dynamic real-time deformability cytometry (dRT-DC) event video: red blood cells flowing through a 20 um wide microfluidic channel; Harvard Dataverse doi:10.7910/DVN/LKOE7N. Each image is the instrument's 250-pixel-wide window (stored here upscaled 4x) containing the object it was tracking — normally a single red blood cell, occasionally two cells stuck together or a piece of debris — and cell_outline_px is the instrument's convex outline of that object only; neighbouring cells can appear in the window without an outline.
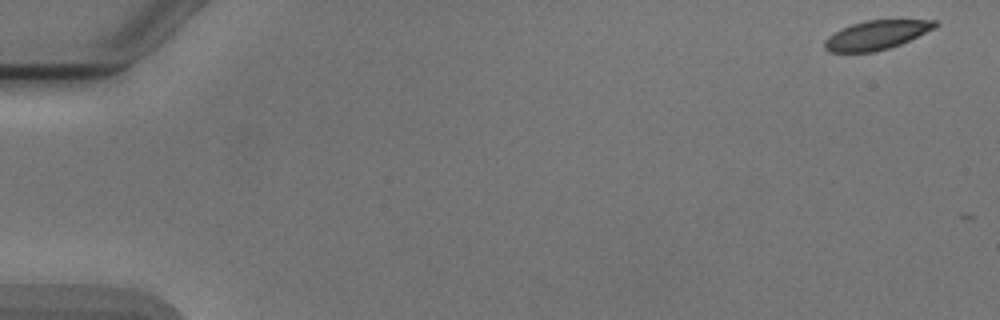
{"species": "Egyptian fruit bat (a non-hibernating species)", "species_latin": "Rousettus aegyptiacus", "temperature_condition": "cold", "stored_images_in_passage": 5, "camera_frame_rate_fps": 3000, "um_per_image_px": 0.085, "animal": {"sex": "male"}, "frame": {"image": 1, "passage_image": 1, "time_ms": 0.0, "image_size_px": [1000, 320], "cell_outline_px": [[940, 24], [936, 28], [900, 44], [876, 52], [828, 52], [824, 48], [824, 40], [828, 36], [852, 24], [864, 20], [936, 20]], "centroid_in_image_um": [74.51, 2.98], "position_along_channel_um": 10.5, "area_um2": 18.67}}
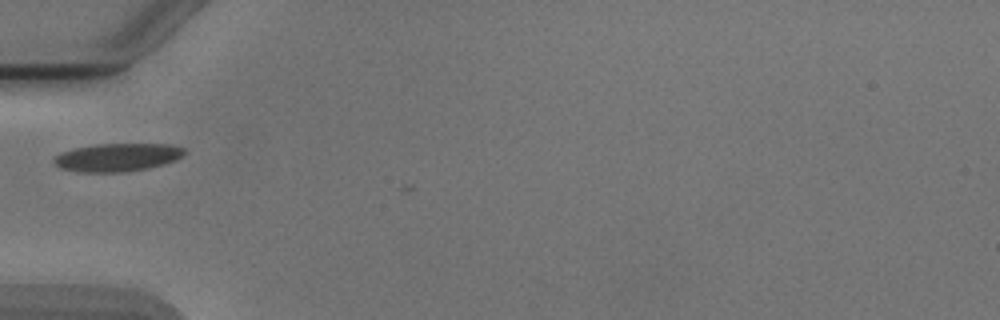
{"frame": {"image": 2, "passage_image": 5, "time_ms": 5.667, "image_size_px": [1000, 320], "cell_outline_px": [[188, 152], [176, 160], [148, 168], [124, 172], [80, 172], [60, 168], [52, 160], [52, 156], [60, 152], [72, 148], [96, 144], [172, 144], [184, 148]], "centroid_in_image_um": [9.95, 13.36], "position_along_channel_um": 75.0, "area_um2": 21.62}}